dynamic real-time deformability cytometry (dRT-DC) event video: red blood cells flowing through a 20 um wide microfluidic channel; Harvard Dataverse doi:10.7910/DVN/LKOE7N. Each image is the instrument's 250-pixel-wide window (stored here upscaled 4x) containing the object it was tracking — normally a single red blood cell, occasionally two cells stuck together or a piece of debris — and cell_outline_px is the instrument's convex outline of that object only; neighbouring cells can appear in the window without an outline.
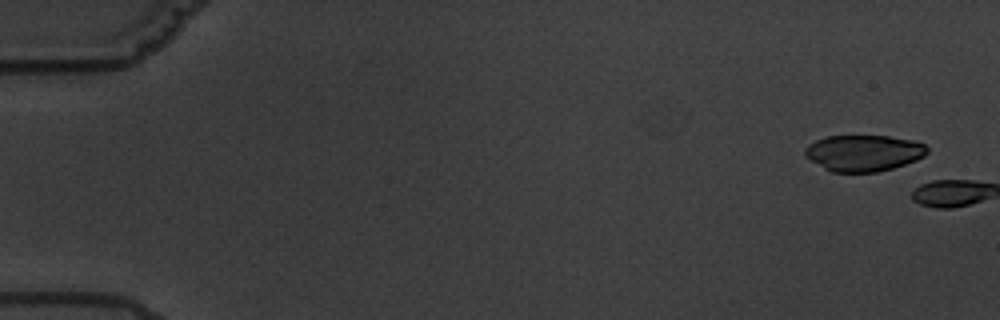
{"species": "common noctule bat (a hibernating species)", "species_latin": "Nyctalus noctula", "temperature_condition": "warm", "stored_images_in_passage": 2, "camera_frame_rate_fps": 3000, "um_per_image_px": 0.085, "animal": {"sex": "male", "body_mass_g": 19.5, "forearm_length_mm": 54.6}, "frame": {"image": 1, "passage_image": 1, "time_ms": 0.0, "image_size_px": [1000, 320], "cell_outline_px": [[928, 152], [924, 156], [916, 160], [892, 168], [876, 172], [832, 172], [824, 168], [804, 156], [804, 148], [808, 144], [816, 140], [828, 136], [888, 136], [912, 140], [924, 144], [928, 148]], "centroid_in_image_um": [73.39, 13.0], "position_along_channel_um": 11.6, "area_um2": 25.78}}